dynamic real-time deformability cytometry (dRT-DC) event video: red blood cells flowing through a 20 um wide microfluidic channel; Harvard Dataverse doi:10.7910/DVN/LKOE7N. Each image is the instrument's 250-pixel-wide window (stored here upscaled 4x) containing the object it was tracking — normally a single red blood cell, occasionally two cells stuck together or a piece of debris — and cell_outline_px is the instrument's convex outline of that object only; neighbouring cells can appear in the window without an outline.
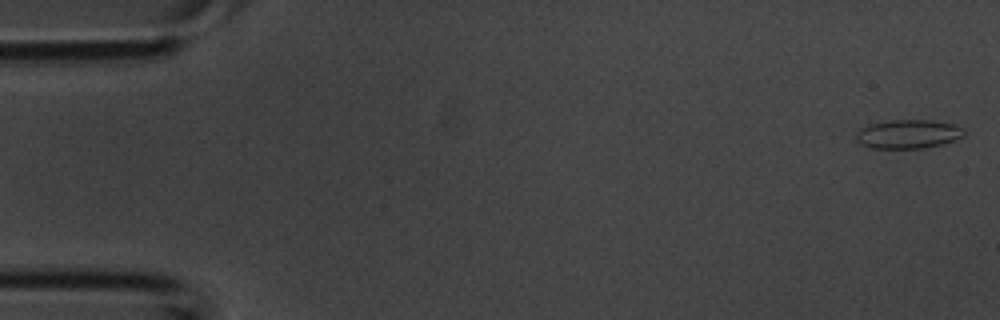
{"species": "common noctule bat (a hibernating species)", "species_latin": "Nyctalus noctula", "temperature_condition": "room temperature", "stored_images_in_passage": 43, "camera_frame_rate_fps": 3000, "um_per_image_px": 0.085, "animal": {"sex": "male", "body_mass_g": 20.1, "forearm_length_mm": 53.5}, "frame": {"image": 1, "passage_image": 1, "time_ms": 0.0, "image_size_px": [1000, 320], "cell_outline_px": [[964, 136], [940, 144], [920, 148], [872, 148], [860, 144], [856, 140], [856, 136], [864, 128], [872, 124], [892, 120], [928, 120], [956, 124], [964, 128]], "centroid_in_image_um": [77.23, 11.39], "position_along_channel_um": 7.8, "area_um2": 17.74}}
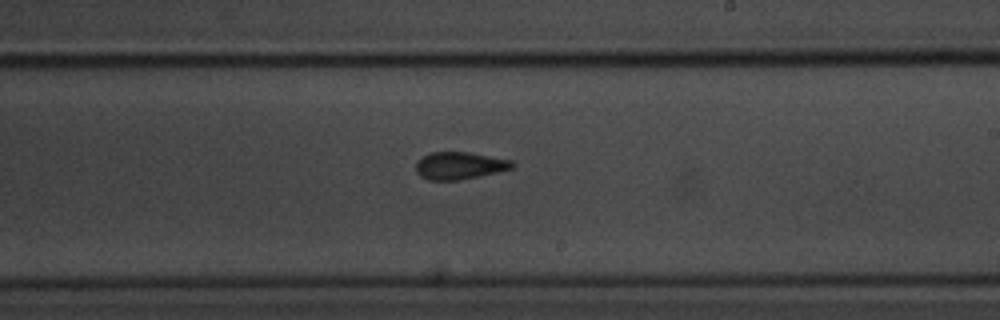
{"frame": {"image": 2, "passage_image": 25, "time_ms": 8.0, "image_size_px": [1000, 320], "cell_outline_px": [[516, 164], [512, 168], [496, 172], [456, 180], [428, 180], [420, 176], [416, 172], [416, 164], [428, 152], [468, 152], [512, 160]], "centroid_in_image_um": [39.05, 14.07], "position_along_channel_um": 249.9, "area_um2": 15.14}}
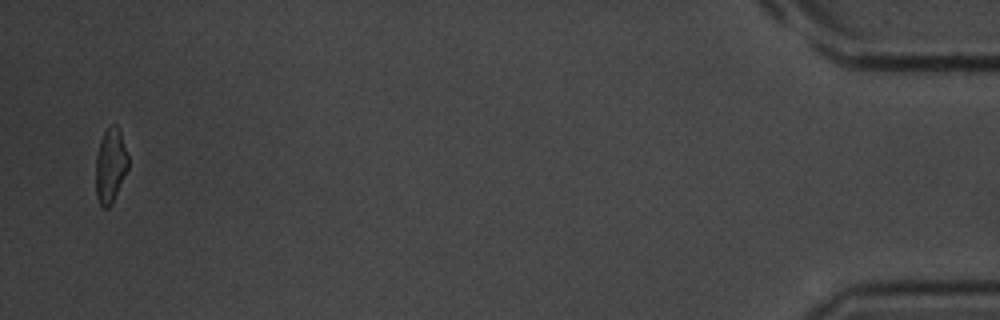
{"frame": {"image": 3, "passage_image": 42, "time_ms": 13.667, "image_size_px": [1000, 320], "cell_outline_px": [[128, 168], [112, 204], [108, 208], [104, 208], [100, 204], [96, 196], [96, 156], [100, 140], [104, 132], [112, 124], [116, 124], [120, 128], [128, 156]], "centroid_in_image_um": [9.39, 14.05], "position_along_channel_um": 425.8, "area_um2": 14.16}}